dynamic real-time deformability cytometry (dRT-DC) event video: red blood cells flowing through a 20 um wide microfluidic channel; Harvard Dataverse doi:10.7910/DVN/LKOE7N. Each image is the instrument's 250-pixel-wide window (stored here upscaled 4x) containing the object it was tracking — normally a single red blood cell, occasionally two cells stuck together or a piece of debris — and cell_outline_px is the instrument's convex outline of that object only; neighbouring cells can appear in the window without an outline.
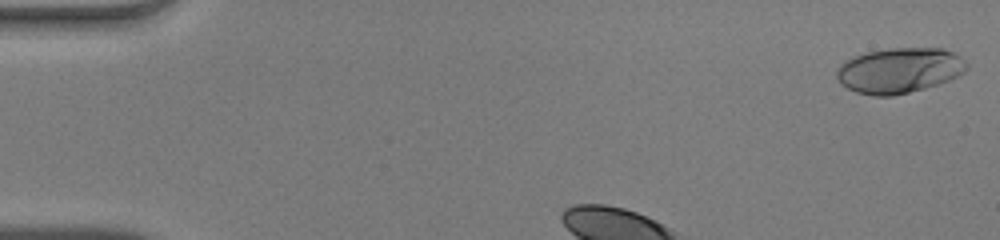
{"species": "human", "species_latin": "Homo sapiens", "temperature_condition": "warm", "stored_images_in_passage": 33, "camera_frame_rate_fps": 3000, "um_per_image_px": 0.085, "donor": {"sex": "male"}, "frame": {"image": 1, "passage_image": 1, "time_ms": 0.0, "image_size_px": [1000, 240], "cell_outline_px": [[968, 68], [964, 72], [948, 80], [924, 88], [892, 96], [872, 96], [856, 92], [840, 84], [836, 76], [836, 72], [840, 64], [844, 60], [852, 56], [868, 52], [888, 48], [940, 48], [956, 52], [968, 64]], "centroid_in_image_um": [76.42, 5.97], "position_along_channel_um": 8.6, "area_um2": 34.45}}
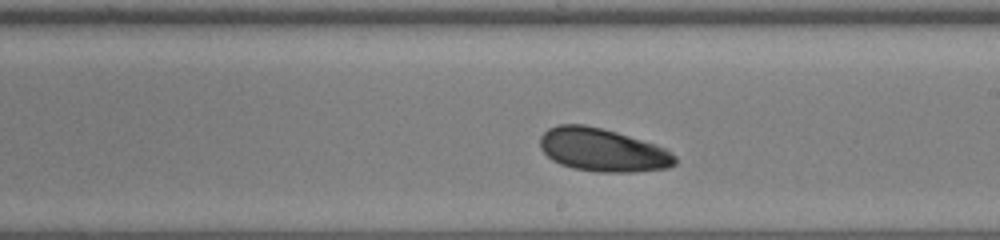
{"frame": {"image": 2, "passage_image": 21, "time_ms": 6.667, "image_size_px": [1000, 240], "cell_outline_px": [[676, 164], [668, 168], [632, 172], [596, 172], [572, 168], [560, 164], [552, 160], [540, 148], [540, 136], [548, 128], [560, 124], [584, 124], [616, 132], [656, 144], [664, 148], [676, 156]], "centroid_in_image_um": [51.21, 12.75], "position_along_channel_um": 237.8, "area_um2": 33.99}}
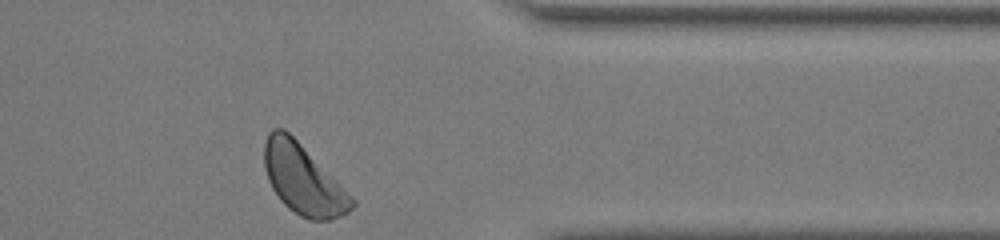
{"frame": {"image": 3, "passage_image": 33, "time_ms": 10.667, "image_size_px": [1000, 240], "cell_outline_px": [[356, 204], [348, 212], [332, 220], [308, 220], [300, 216], [288, 208], [280, 200], [272, 188], [268, 180], [264, 168], [264, 144], [268, 132], [272, 128], [284, 128], [356, 200]], "centroid_in_image_um": [25.74, 15.27], "position_along_channel_um": 385.7, "area_um2": 35.32}, "authors_computed_cell_mechanics": {"area_um2": 33.6396, "velocity_mm_per_s": 4.0061, "shape_relaxation_time_tau1_ms": 2.8719, "shape_relaxation_time_tau2_ms": null, "deformation_change_tau1": 0.1074, "deformation_change_tau2": null}}